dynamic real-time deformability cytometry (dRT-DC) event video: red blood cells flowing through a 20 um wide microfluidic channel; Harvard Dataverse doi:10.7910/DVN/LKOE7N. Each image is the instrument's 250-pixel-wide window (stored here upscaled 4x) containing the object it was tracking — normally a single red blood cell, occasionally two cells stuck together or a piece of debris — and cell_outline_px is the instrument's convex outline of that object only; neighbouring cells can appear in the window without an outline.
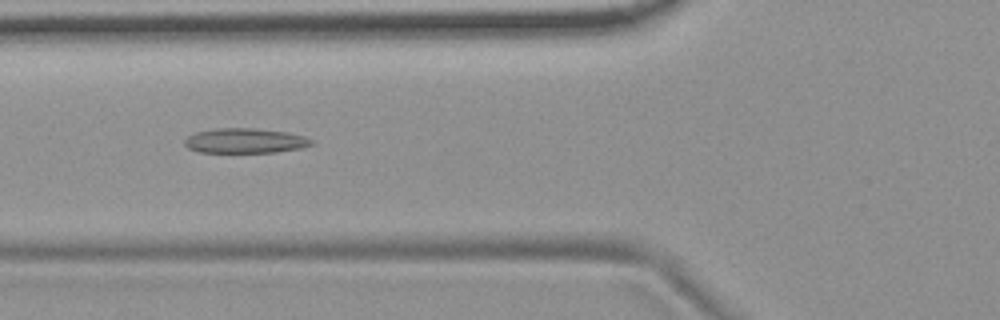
{"species": "common noctule bat (a hibernating species)", "species_latin": "Nyctalus noctula", "temperature_condition": "room temperature", "stored_images_in_passage": 54, "camera_frame_rate_fps": 3000, "um_per_image_px": 0.085, "animal": {"sex": "female", "body_mass_g": 19.9}, "frame": {"image": 1, "passage_image": 20, "time_ms": 6.333, "image_size_px": [1000, 320], "cell_outline_px": [[312, 144], [300, 148], [276, 152], [200, 152], [188, 148], [184, 144], [184, 140], [188, 136], [196, 132], [216, 128], [256, 128], [288, 132], [304, 136], [312, 140]], "centroid_in_image_um": [20.82, 11.95], "position_along_channel_um": 105.0, "area_um2": 18.32}}
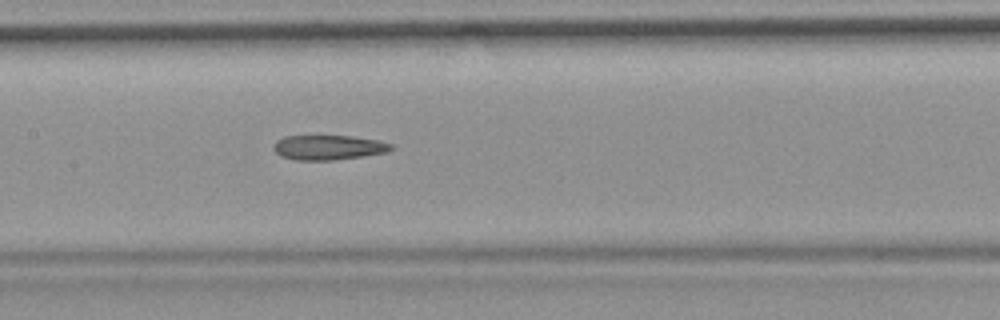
{"frame": {"image": 2, "passage_image": 26, "time_ms": 8.333, "image_size_px": [1000, 320], "cell_outline_px": [[396, 148], [384, 152], [364, 156], [332, 160], [296, 160], [280, 156], [272, 148], [272, 144], [276, 140], [284, 136], [352, 136], [376, 140], [392, 144]], "centroid_in_image_um": [27.88, 12.53], "position_along_channel_um": 179.5, "area_um2": 16.99}}
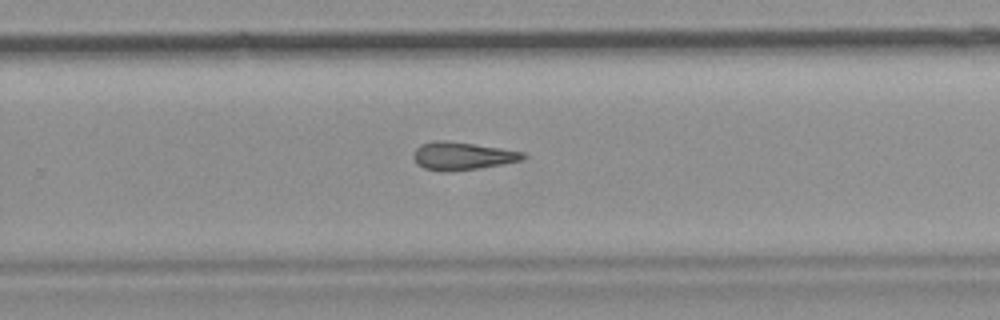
{"frame": {"image": 3, "passage_image": 35, "time_ms": 11.333, "image_size_px": [1000, 320], "cell_outline_px": [[528, 156], [524, 160], [476, 168], [448, 172], [424, 168], [416, 164], [412, 156], [416, 148], [420, 144], [432, 140], [444, 140], [500, 148], [524, 152]], "centroid_in_image_um": [39.26, 13.25], "position_along_channel_um": 290.5, "area_um2": 17.74}, "authors_computed_cell_mechanics": {"area_um2": 18.2359, "velocity_mm_per_s": 3.7112, "shape_relaxation_time_tau1_ms": null, "shape_relaxation_time_tau2_ms": 9.8663, "deformation_change_tau1": null, "deformation_change_tau2": 0.2376}}